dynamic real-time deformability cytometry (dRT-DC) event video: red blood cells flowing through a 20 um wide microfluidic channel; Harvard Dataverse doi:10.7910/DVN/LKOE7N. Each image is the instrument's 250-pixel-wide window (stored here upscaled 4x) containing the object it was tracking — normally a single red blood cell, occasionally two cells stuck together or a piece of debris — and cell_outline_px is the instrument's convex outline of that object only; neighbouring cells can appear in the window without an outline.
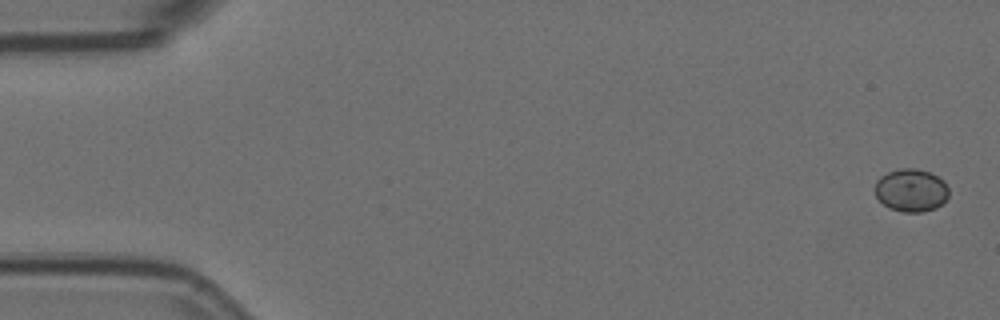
{"species": "Egyptian fruit bat (a non-hibernating species)", "species_latin": "Rousettus aegyptiacus", "temperature_condition": "room temperature", "stored_images_in_passage": 5, "camera_frame_rate_fps": 3000, "um_per_image_px": 0.085, "animal": {"sex": "female"}, "frame": {"image": 1, "passage_image": 1, "time_ms": 0.0, "image_size_px": [1000, 320], "cell_outline_px": [[948, 196], [936, 208], [924, 212], [900, 212], [888, 208], [876, 196], [876, 180], [880, 176], [888, 172], [900, 168], [916, 168], [928, 172], [944, 180], [948, 188]], "centroid_in_image_um": [77.44, 16.18], "position_along_channel_um": 7.6, "area_um2": 18.44}}
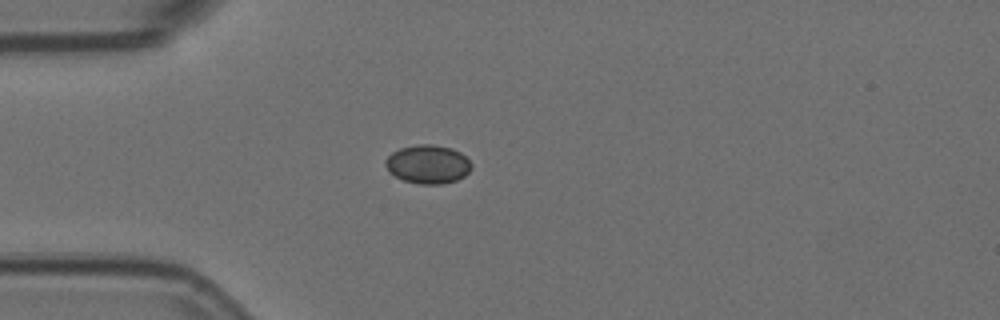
{"frame": {"image": 2, "passage_image": 5, "time_ms": 1.333, "image_size_px": [1000, 320], "cell_outline_px": [[472, 168], [464, 176], [456, 180], [440, 184], [420, 184], [404, 180], [388, 172], [384, 164], [384, 160], [392, 152], [400, 148], [420, 144], [432, 144], [452, 148], [460, 152], [472, 164]], "centroid_in_image_um": [36.35, 13.95], "position_along_channel_um": 48.6, "area_um2": 19.36}}